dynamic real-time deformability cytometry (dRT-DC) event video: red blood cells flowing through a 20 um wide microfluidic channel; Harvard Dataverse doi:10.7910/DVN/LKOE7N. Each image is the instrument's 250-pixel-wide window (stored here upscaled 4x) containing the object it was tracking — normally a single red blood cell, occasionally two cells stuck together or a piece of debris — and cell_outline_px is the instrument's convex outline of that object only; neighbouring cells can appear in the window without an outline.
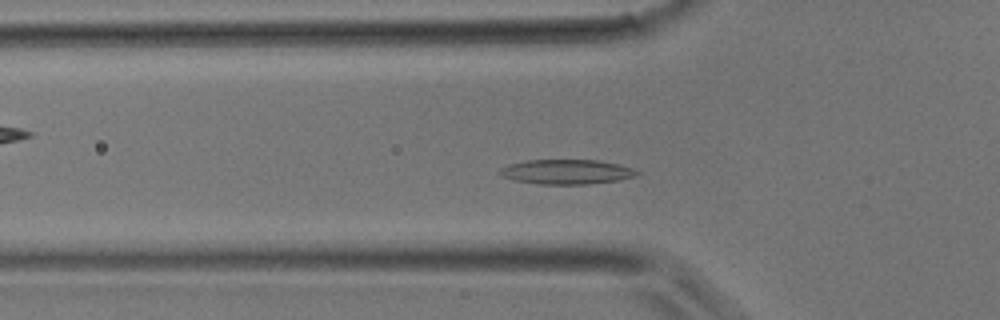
{"species": "common noctule bat (a hibernating species)", "species_latin": "Nyctalus noctula", "temperature_condition": "room temperature", "stored_images_in_passage": 34, "camera_frame_rate_fps": 3000, "um_per_image_px": 0.085, "animal": {"sex": "male", "body_mass_g": 17.9}, "frame": {"image": 1, "passage_image": 9, "time_ms": 2.667, "image_size_px": [1000, 320], "cell_outline_px": [[640, 172], [636, 176], [620, 180], [588, 184], [540, 184], [516, 180], [504, 176], [500, 172], [500, 168], [508, 164], [528, 160], [600, 160], [620, 164], [632, 168]], "centroid_in_image_um": [48.22, 14.6], "position_along_channel_um": 77.6, "area_um2": 19.65}}
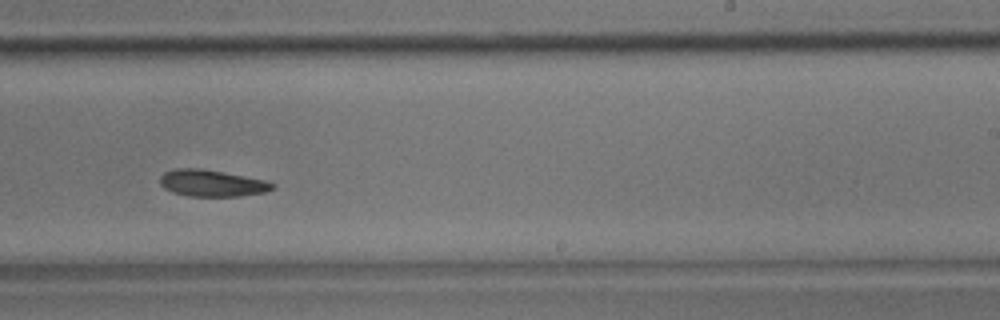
{"frame": {"image": 2, "passage_image": 20, "time_ms": 6.333, "image_size_px": [1000, 320], "cell_outline_px": [[276, 188], [264, 192], [240, 196], [188, 196], [172, 192], [164, 188], [160, 184], [160, 176], [164, 172], [176, 168], [200, 168], [264, 180], [276, 184]], "centroid_in_image_um": [17.99, 15.57], "position_along_channel_um": 271.0, "area_um2": 17.4}}
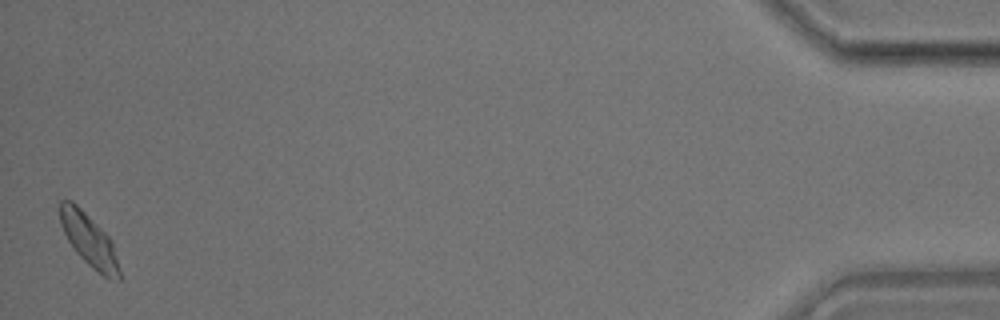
{"frame": {"image": 3, "passage_image": 34, "time_ms": 11.0, "image_size_px": [1000, 320], "cell_outline_px": [[120, 280], [108, 280], [92, 268], [76, 252], [68, 240], [60, 224], [60, 200], [72, 200], [112, 240], [120, 268]], "centroid_in_image_um": [7.59, 20.45], "position_along_channel_um": 427.6, "area_um2": 18.03}}